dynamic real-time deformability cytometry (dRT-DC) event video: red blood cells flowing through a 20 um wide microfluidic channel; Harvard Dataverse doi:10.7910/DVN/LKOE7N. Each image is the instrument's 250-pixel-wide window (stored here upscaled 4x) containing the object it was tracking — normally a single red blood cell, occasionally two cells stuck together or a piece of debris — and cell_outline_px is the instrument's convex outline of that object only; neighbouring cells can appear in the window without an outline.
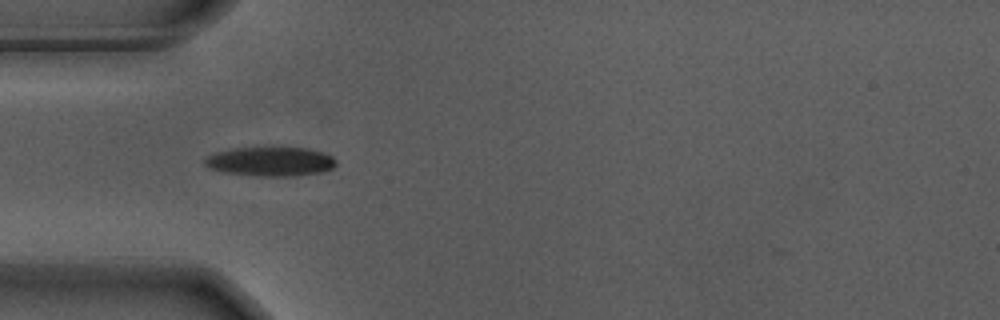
{"species": "Egyptian fruit bat (a non-hibernating species)", "species_latin": "Rousettus aegyptiacus", "temperature_condition": "warm", "stored_images_in_passage": 42, "camera_frame_rate_fps": 3000, "um_per_image_px": 0.085, "animal": {"sex": "male"}, "frame": {"image": 1, "passage_image": 3, "time_ms": 0.667, "image_size_px": [1000, 320], "cell_outline_px": [[336, 164], [332, 168], [324, 172], [296, 176], [252, 176], [224, 172], [208, 168], [204, 164], [204, 156], [216, 152], [232, 148], [308, 148], [324, 152], [332, 156], [336, 160]], "centroid_in_image_um": [22.98, 13.74], "position_along_channel_um": 62.0, "area_um2": 22.66}}
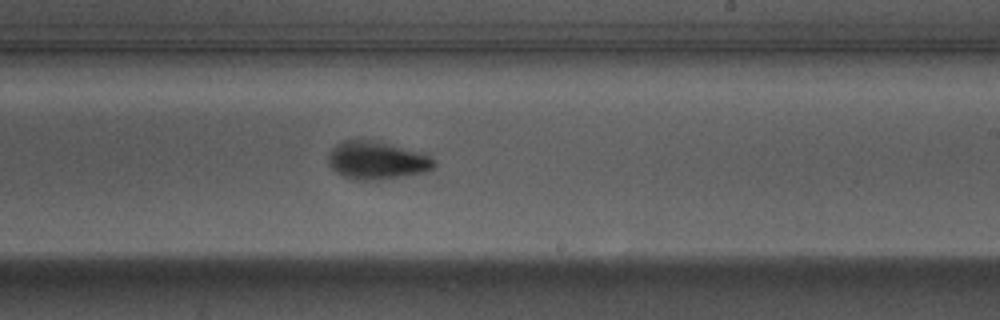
{"frame": {"image": 2, "passage_image": 19, "time_ms": 6.0, "image_size_px": [1000, 320], "cell_outline_px": [[436, 164], [428, 172], [380, 180], [356, 180], [344, 176], [336, 172], [328, 164], [328, 152], [336, 144], [344, 140], [380, 140], [424, 152], [436, 160]], "centroid_in_image_um": [32.07, 13.61], "position_along_channel_um": 256.9, "area_um2": 24.04}}
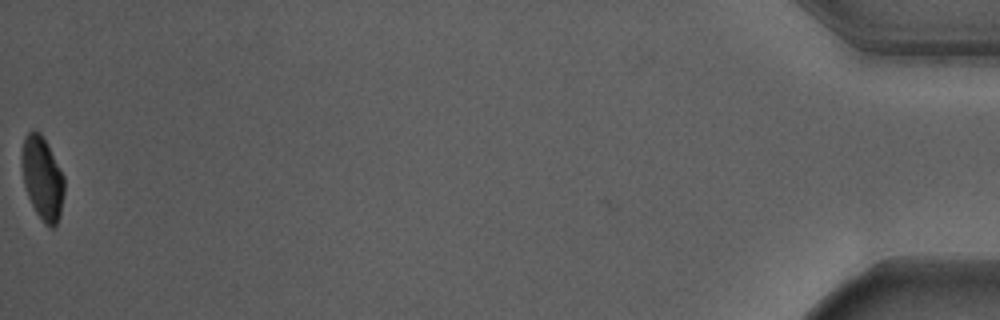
{"frame": {"image": 3, "passage_image": 42, "time_ms": 13.667, "image_size_px": [1000, 320], "cell_outline_px": [[64, 192], [60, 216], [56, 224], [52, 228], [48, 228], [44, 224], [36, 212], [28, 196], [24, 184], [20, 160], [20, 156], [24, 136], [32, 128], [40, 132], [48, 144], [64, 176]], "centroid_in_image_um": [3.59, 15.11], "position_along_channel_um": 431.6, "area_um2": 20.92}, "authors_computed_cell_mechanics": {"area_um2": 22.4264, "velocity_mm_per_s": 3.6873, "shape_relaxation_time_tau1_ms": 2.6848, "shape_relaxation_time_tau2_ms": 2.9781, "deformation_change_tau1": 0.1605, "deformation_change_tau2": 0.0717}}